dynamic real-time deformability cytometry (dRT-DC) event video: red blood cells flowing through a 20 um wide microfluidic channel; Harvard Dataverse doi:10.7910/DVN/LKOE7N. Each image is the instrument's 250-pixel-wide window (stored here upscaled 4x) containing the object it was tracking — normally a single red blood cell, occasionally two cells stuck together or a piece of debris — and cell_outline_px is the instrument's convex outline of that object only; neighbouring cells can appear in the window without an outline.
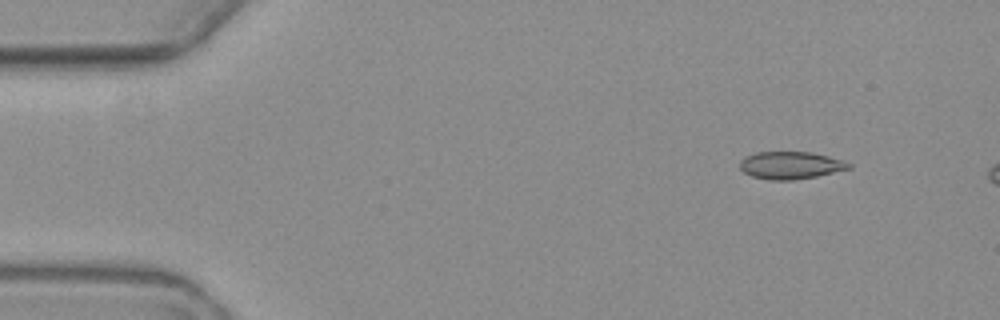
{"species": "common noctule bat (a hibernating species)", "species_latin": "Nyctalus noctula", "temperature_condition": "warm", "stored_images_in_passage": 4, "camera_frame_rate_fps": 3000, "um_per_image_px": 0.085, "animal": {"sex": "female", "body_mass_g": 19.3, "forearm_length_mm": 54.1}, "frame": {"image": 1, "passage_image": 2, "time_ms": 1.0, "image_size_px": [1000, 320], "cell_outline_px": [[852, 168], [816, 176], [792, 180], [768, 180], [752, 176], [744, 172], [740, 168], [740, 160], [744, 156], [756, 152], [812, 152], [844, 160], [852, 164]], "centroid_in_image_um": [67.2, 14.04], "position_along_channel_um": 17.8, "area_um2": 17.51}}